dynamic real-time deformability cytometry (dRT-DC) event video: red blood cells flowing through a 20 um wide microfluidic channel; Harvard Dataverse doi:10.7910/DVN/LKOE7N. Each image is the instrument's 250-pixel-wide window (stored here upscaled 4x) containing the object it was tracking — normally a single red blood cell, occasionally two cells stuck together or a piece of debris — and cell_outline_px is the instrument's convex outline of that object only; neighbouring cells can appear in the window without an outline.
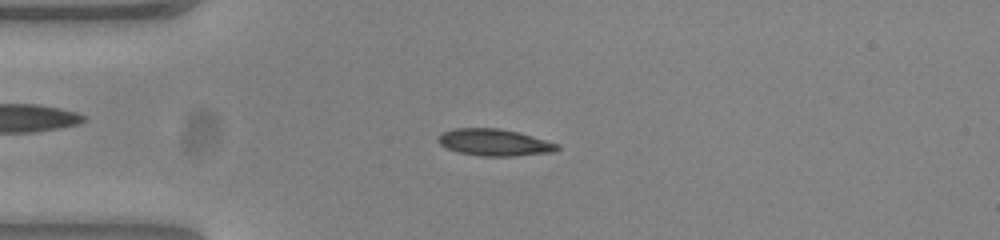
{"species": "common noctule bat (a hibernating species)", "species_latin": "Nyctalus noctula", "temperature_condition": "warm", "stored_images_in_passage": 43, "camera_frame_rate_fps": 3000, "um_per_image_px": 0.085, "animal": {"sex": "female", "body_mass_g": 23.0, "forearm_length_mm": 53.4}, "frame": {"image": 1, "passage_image": 3, "time_ms": 0.667, "image_size_px": [1000, 240], "cell_outline_px": [[560, 148], [556, 152], [512, 156], [484, 156], [460, 152], [448, 148], [440, 144], [436, 140], [436, 136], [440, 132], [452, 128], [500, 128], [532, 136], [560, 144]], "centroid_in_image_um": [42.01, 12.09], "position_along_channel_um": 43.0, "area_um2": 18.73}}
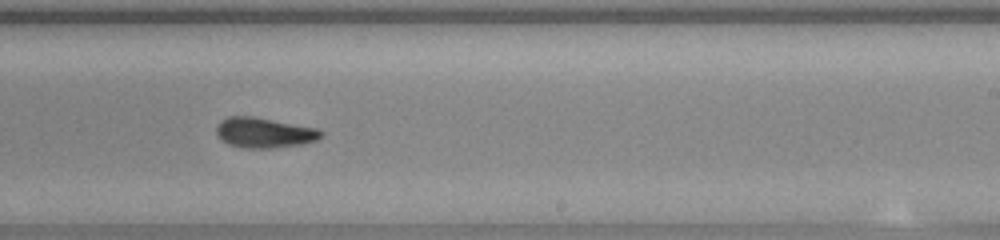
{"frame": {"image": 2, "passage_image": 22, "time_ms": 7.0, "image_size_px": [1000, 240], "cell_outline_px": [[324, 132], [316, 140], [300, 144], [272, 148], [248, 148], [228, 144], [216, 132], [216, 124], [220, 120], [228, 116], [252, 116], [320, 128]], "centroid_in_image_um": [22.47, 11.26], "position_along_channel_um": 266.5, "area_um2": 18.38}}
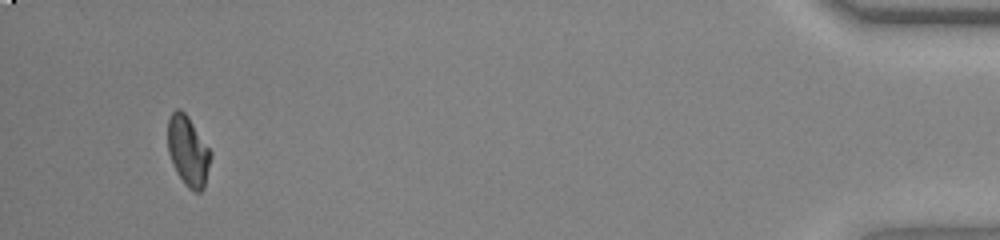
{"frame": {"image": 3, "passage_image": 40, "time_ms": 13.0, "image_size_px": [1000, 240], "cell_outline_px": [[212, 156], [204, 188], [200, 192], [192, 192], [184, 184], [176, 172], [172, 164], [168, 152], [168, 120], [172, 112], [176, 108], [180, 108], [188, 116], [212, 152]], "centroid_in_image_um": [15.99, 12.86], "position_along_channel_um": 419.2, "area_um2": 17.74}, "authors_computed_cell_mechanics": {"area_um2": 18.3226, "velocity_mm_per_s": 3.8619, "shape_relaxation_time_tau1_ms": 6.3467, "shape_relaxation_time_tau2_ms": 2.2577, "deformation_change_tau1": 0.1883, "deformation_change_tau2": 0.0563}}